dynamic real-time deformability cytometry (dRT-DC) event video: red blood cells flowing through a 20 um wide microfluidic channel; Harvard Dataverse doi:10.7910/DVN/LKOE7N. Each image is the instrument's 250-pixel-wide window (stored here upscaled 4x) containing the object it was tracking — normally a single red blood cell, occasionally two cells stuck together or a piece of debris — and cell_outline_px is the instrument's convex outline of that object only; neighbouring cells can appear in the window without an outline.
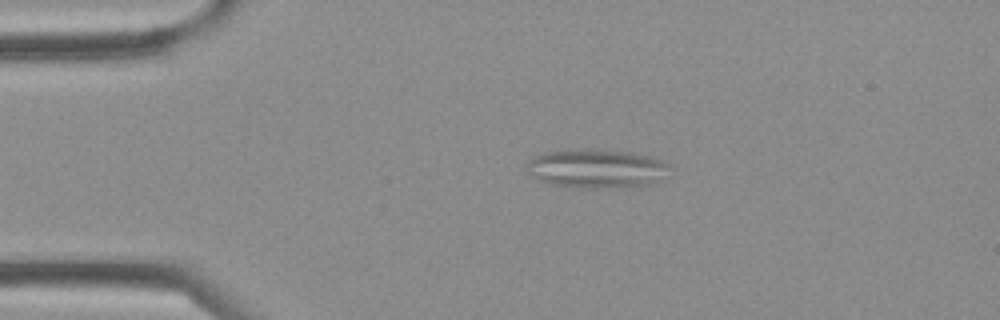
{"species": "Egyptian fruit bat (a non-hibernating species)", "species_latin": "Rousettus aegyptiacus", "temperature_condition": "cold", "stored_images_in_passage": 35, "camera_frame_rate_fps": 3000, "um_per_image_px": 0.085, "frame": {"image": 1, "passage_image": 7, "time_ms": 2.0, "image_size_px": [1000, 320], "cell_outline_px": [[668, 164], [664, 176], [652, 184], [628, 188], [572, 188], [548, 184], [532, 176], [528, 172], [528, 160], [532, 156], [544, 152], [568, 148], [632, 152], [648, 156], [660, 160]], "centroid_in_image_um": [50.64, 14.34], "position_along_channel_um": 34.4, "area_um2": 32.77}}
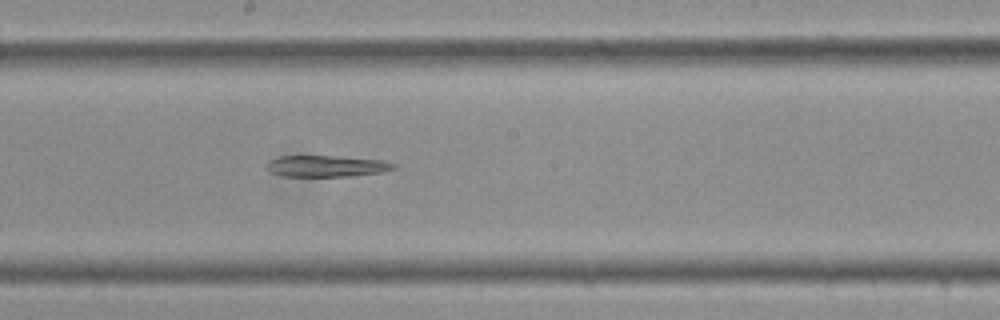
{"frame": {"image": 2, "passage_image": 19, "time_ms": 6.0, "image_size_px": [1000, 320], "cell_outline_px": [[396, 168], [384, 172], [352, 176], [284, 176], [272, 172], [264, 168], [264, 164], [268, 160], [280, 156], [336, 156], [384, 160], [396, 164]], "centroid_in_image_um": [27.75, 14.11], "position_along_channel_um": 220.5, "area_um2": 16.01}}
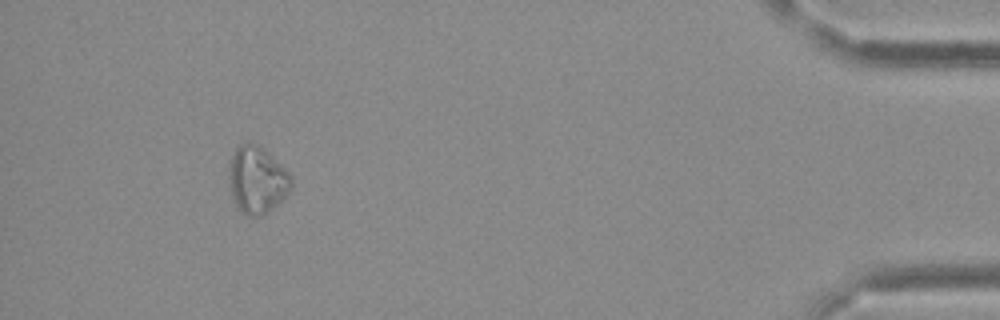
{"frame": {"image": 3, "passage_image": 33, "time_ms": 10.667, "image_size_px": [1000, 320], "cell_outline_px": [[292, 188], [264, 216], [244, 216], [240, 212], [232, 196], [228, 184], [228, 168], [232, 156], [236, 148], [240, 144], [252, 140], [260, 144], [292, 176]], "centroid_in_image_um": [21.82, 15.27], "position_along_channel_um": 413.4, "area_um2": 24.74}}